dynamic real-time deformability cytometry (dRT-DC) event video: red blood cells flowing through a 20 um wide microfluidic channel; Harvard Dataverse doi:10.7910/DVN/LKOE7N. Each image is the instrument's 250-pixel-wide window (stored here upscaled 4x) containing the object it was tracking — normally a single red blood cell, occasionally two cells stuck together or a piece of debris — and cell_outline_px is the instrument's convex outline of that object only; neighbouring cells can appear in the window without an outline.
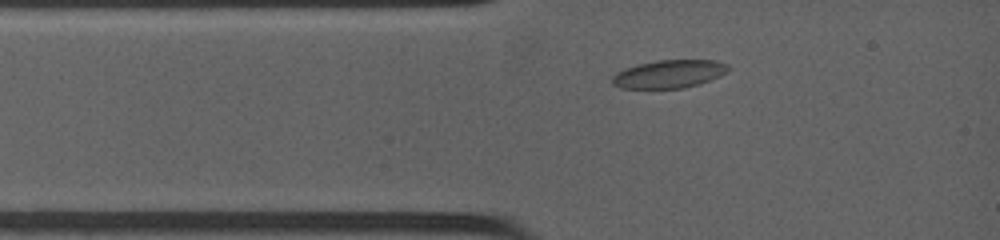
{"species": "common noctule bat (a hibernating species)", "species_latin": "Nyctalus noctula", "temperature_condition": "warm", "stored_images_in_passage": 22, "camera_frame_rate_fps": 4500, "um_per_image_px": 0.085, "animal": {"sex": "female", "body_mass_g": 19.0, "forearm_length_mm": 53.3}, "frame": {"image": 1, "passage_image": 3, "time_ms": 0.889, "image_size_px": [1000, 240], "cell_outline_px": [[728, 72], [720, 76], [700, 84], [684, 88], [620, 88], [612, 84], [612, 76], [616, 72], [624, 68], [636, 64], [656, 60], [716, 60], [728, 64]], "centroid_in_image_um": [56.86, 6.28], "position_along_channel_um": 28.1, "area_um2": 19.19}}
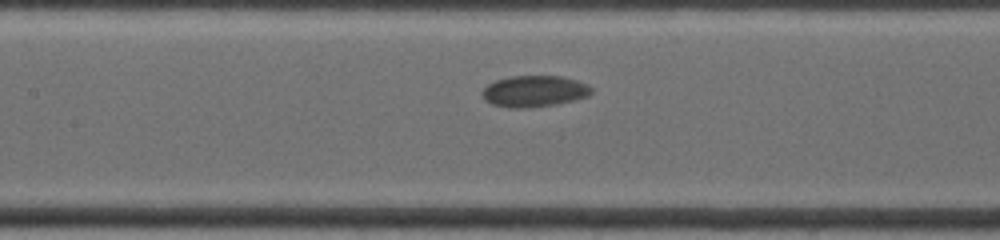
{"frame": {"image": 2, "passage_image": 11, "time_ms": 4.667, "image_size_px": [1000, 240], "cell_outline_px": [[592, 92], [588, 96], [556, 104], [528, 108], [508, 108], [492, 104], [484, 100], [480, 92], [488, 84], [496, 80], [508, 76], [564, 76], [588, 84], [592, 88]], "centroid_in_image_um": [45.39, 7.75], "position_along_channel_um": 162.0, "area_um2": 20.11}}
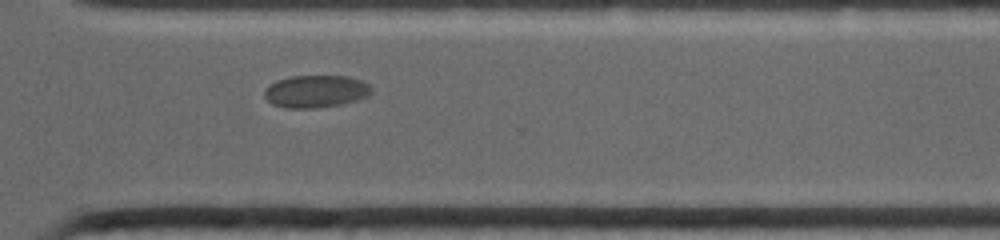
{"frame": {"image": 3, "passage_image": 22, "time_ms": 9.556, "image_size_px": [1000, 240], "cell_outline_px": [[372, 92], [368, 96], [356, 100], [340, 104], [316, 108], [284, 108], [272, 104], [264, 96], [264, 92], [276, 80], [292, 76], [348, 76], [360, 80], [368, 84], [372, 88]], "centroid_in_image_um": [26.85, 7.77], "position_along_channel_um": 343.7, "area_um2": 20.11}}